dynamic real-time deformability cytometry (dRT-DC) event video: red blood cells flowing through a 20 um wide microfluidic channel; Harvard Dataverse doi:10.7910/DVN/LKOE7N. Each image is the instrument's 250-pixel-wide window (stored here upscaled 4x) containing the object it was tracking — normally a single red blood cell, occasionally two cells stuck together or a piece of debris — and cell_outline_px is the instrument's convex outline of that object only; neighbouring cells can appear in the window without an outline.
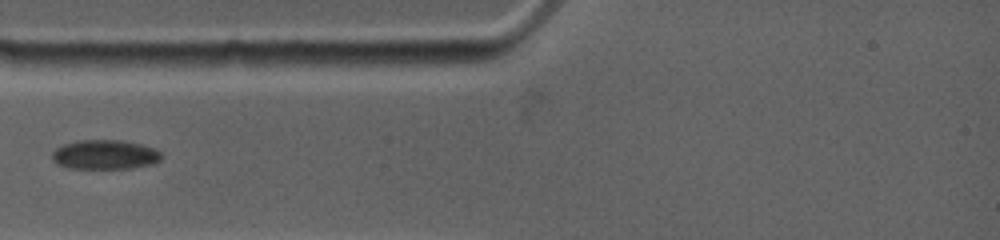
{"species": "common noctule bat (a hibernating species)", "species_latin": "Nyctalus noctula", "temperature_condition": "warm", "stored_images_in_passage": 4, "camera_frame_rate_fps": 4500, "um_per_image_px": 0.085, "animal": {"sex": "female", "body_mass_g": 19.0, "forearm_length_mm": 53.3}, "frame": {"image": 1, "passage_image": 2, "time_ms": 1.111, "image_size_px": [1000, 240], "cell_outline_px": [[160, 160], [152, 164], [132, 168], [68, 168], [56, 164], [52, 160], [52, 152], [56, 148], [64, 144], [76, 140], [120, 140], [140, 144], [156, 148], [160, 152]], "centroid_in_image_um": [8.89, 13.14], "position_along_channel_um": 76.1, "area_um2": 18.79}}
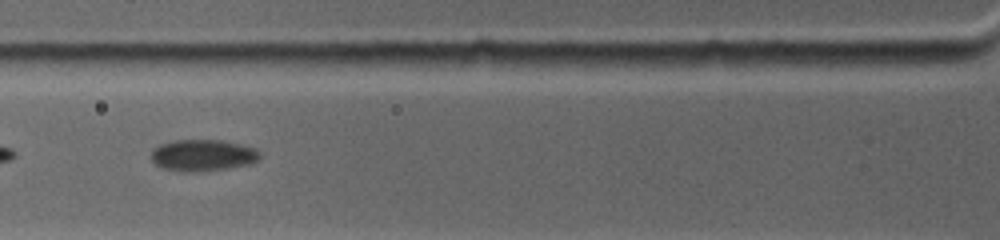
{"frame": {"image": 2, "passage_image": 3, "time_ms": 2.0, "image_size_px": [1000, 240], "cell_outline_px": [[260, 156], [252, 164], [228, 168], [196, 172], [184, 172], [164, 168], [156, 164], [148, 156], [152, 148], [160, 144], [172, 140], [220, 140], [240, 144], [256, 148], [260, 152]], "centroid_in_image_um": [17.2, 13.19], "position_along_channel_um": 108.6, "area_um2": 20.23}}
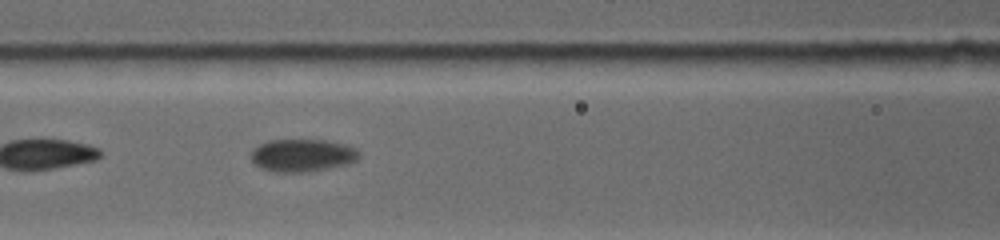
{"frame": {"image": 3, "passage_image": 4, "time_ms": 2.889, "image_size_px": [1000, 240], "cell_outline_px": [[360, 156], [356, 160], [348, 164], [308, 172], [276, 172], [260, 168], [252, 160], [252, 152], [260, 144], [268, 140], [324, 140], [344, 144], [356, 148], [360, 152]], "centroid_in_image_um": [25.73, 13.21], "position_along_channel_um": 140.9, "area_um2": 20.46}}